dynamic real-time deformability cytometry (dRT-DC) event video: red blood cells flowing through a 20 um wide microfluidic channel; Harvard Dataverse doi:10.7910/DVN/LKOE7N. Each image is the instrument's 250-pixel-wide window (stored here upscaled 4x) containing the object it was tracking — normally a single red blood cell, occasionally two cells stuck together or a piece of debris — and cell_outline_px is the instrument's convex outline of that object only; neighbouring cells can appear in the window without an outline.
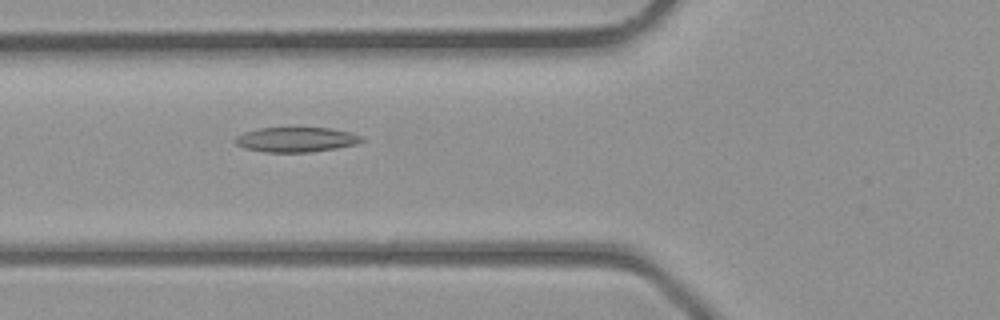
{"species": "common noctule bat (a hibernating species)", "species_latin": "Nyctalus noctula", "temperature_condition": "room temperature", "stored_images_in_passage": 28, "camera_frame_rate_fps": 3000, "um_per_image_px": 0.085, "animal": {"sex": "male", "body_mass_g": 23.1, "forearm_length_mm": 52.7}, "frame": {"image": 1, "passage_image": 3, "time_ms": 0.667, "image_size_px": [1000, 320], "cell_outline_px": [[364, 140], [356, 144], [336, 148], [308, 152], [264, 152], [244, 148], [236, 144], [232, 140], [236, 136], [244, 132], [260, 128], [332, 128], [348, 132], [360, 136]], "centroid_in_image_um": [25.12, 11.86], "position_along_channel_um": 100.7, "area_um2": 18.21}}
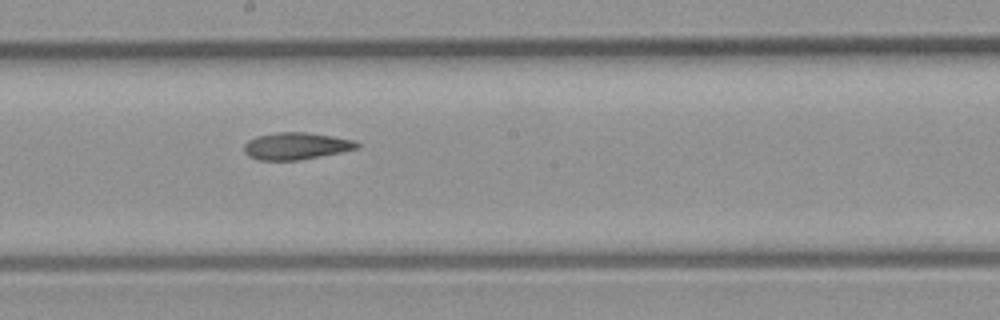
{"frame": {"image": 2, "passage_image": 10, "time_ms": 3.0, "image_size_px": [1000, 320], "cell_outline_px": [[360, 148], [300, 160], [260, 160], [248, 156], [244, 152], [244, 144], [248, 140], [256, 136], [276, 132], [304, 132], [332, 136], [356, 140], [360, 144]], "centroid_in_image_um": [25.17, 12.41], "position_along_channel_um": 223.0, "area_um2": 17.86}}
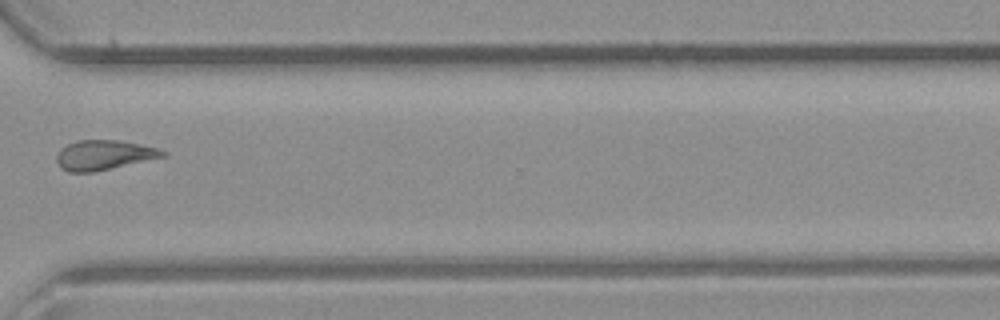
{"frame": {"image": 3, "passage_image": 18, "time_ms": 5.667, "image_size_px": [1000, 320], "cell_outline_px": [[168, 156], [112, 168], [92, 172], [68, 172], [60, 168], [56, 160], [56, 156], [60, 148], [76, 140], [120, 140], [156, 148], [168, 152]], "centroid_in_image_um": [8.82, 13.18], "position_along_channel_um": 361.8, "area_um2": 18.5}}